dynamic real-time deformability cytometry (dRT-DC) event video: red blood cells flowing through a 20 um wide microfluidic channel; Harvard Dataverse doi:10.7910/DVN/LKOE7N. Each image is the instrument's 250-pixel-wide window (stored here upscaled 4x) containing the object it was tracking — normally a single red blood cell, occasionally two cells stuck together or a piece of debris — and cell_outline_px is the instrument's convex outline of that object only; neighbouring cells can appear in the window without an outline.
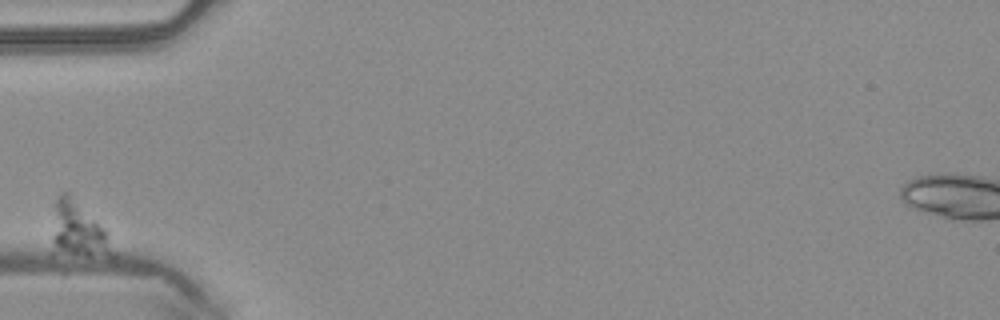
{"species": "common noctule bat (a hibernating species)", "species_latin": "Nyctalus noctula", "temperature_condition": "warm", "stored_images_in_passage": 5, "camera_frame_rate_fps": 3000, "um_per_image_px": 0.085, "animal": {"sex": "male", "body_mass_g": 20.4}, "frame": {"image": 1, "passage_image": 1, "time_ms": 0.0, "image_size_px": [1000, 320], "cell_outline_px": [[116, 256], [88, 256], [72, 252], [60, 248], [52, 240], [52, 236], [56, 196], [60, 192], [68, 192], [104, 228]], "centroid_in_image_um": [6.68, 19.48], "position_along_channel_um": 78.3, "area_um2": 18.38}}
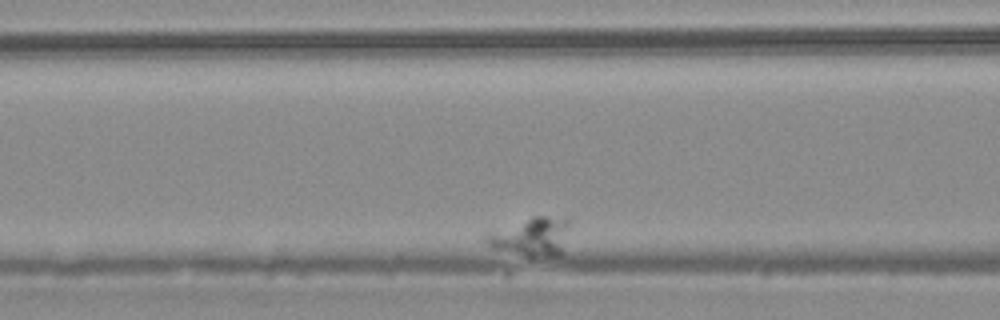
{"frame": {"image": 2, "passage_image": 3, "time_ms": 0.667, "image_size_px": [1000, 320], "cell_outline_px": [[568, 220], [560, 252], [556, 256], [536, 260], [532, 260], [492, 248], [484, 240], [484, 236], [532, 216], [544, 216]], "centroid_in_image_um": [45.1, 20.21], "position_along_channel_um": 121.5, "area_um2": 18.38}}
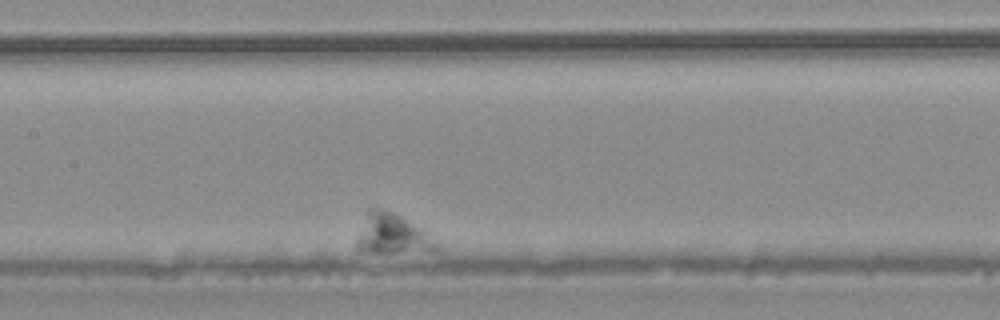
{"frame": {"image": 3, "passage_image": 5, "time_ms": 1.333, "image_size_px": [1000, 320], "cell_outline_px": [[444, 248], [440, 252], [368, 252], [360, 248], [356, 244], [356, 240], [368, 208], [388, 212], [400, 216], [420, 228], [436, 240]], "centroid_in_image_um": [33.44, 19.96], "position_along_channel_um": 174.0, "area_um2": 18.32}}